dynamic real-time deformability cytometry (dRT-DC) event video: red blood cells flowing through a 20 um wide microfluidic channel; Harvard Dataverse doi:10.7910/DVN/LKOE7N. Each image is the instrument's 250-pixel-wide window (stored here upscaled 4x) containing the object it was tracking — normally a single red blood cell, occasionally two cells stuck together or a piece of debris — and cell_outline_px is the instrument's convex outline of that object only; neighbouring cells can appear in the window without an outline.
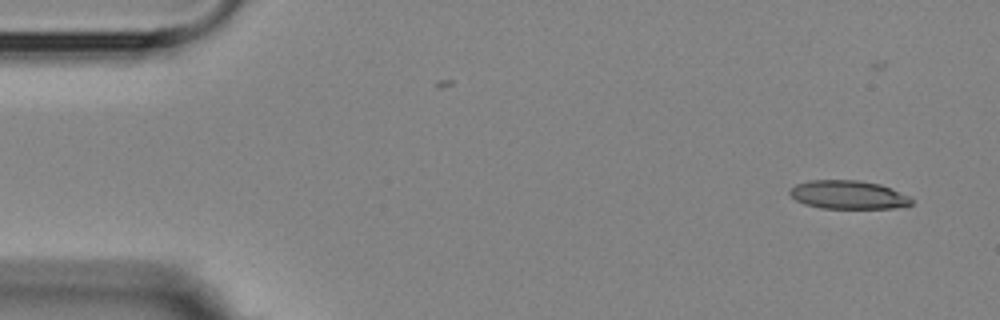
{"species": "Egyptian fruit bat (a non-hibernating species)", "species_latin": "Rousettus aegyptiacus", "temperature_condition": "room temperature", "stored_images_in_passage": 5, "camera_frame_rate_fps": 3000, "um_per_image_px": 0.085, "animal": {"sex": "female"}, "frame": {"image": 1, "passage_image": 2, "time_ms": 1.333, "image_size_px": [1000, 320], "cell_outline_px": [[912, 204], [892, 208], [820, 208], [804, 204], [796, 200], [788, 192], [788, 188], [796, 184], [812, 180], [860, 180], [880, 184], [912, 196]], "centroid_in_image_um": [72.09, 16.55], "position_along_channel_um": 12.9, "area_um2": 20.35}}
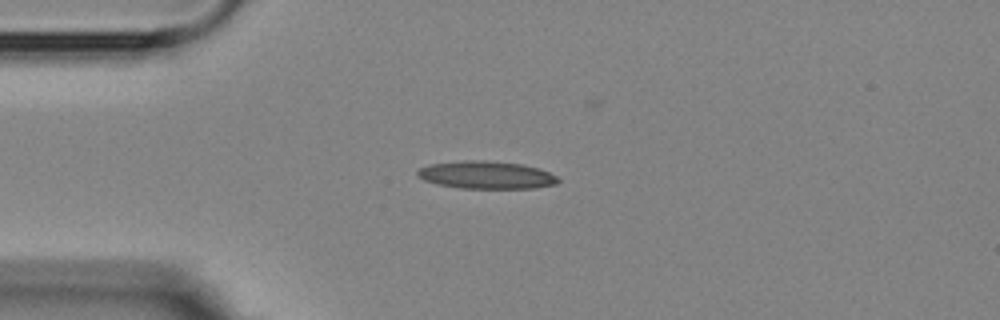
{"frame": {"image": 2, "passage_image": 5, "time_ms": 4.667, "image_size_px": [1000, 320], "cell_outline_px": [[560, 180], [556, 184], [536, 188], [460, 188], [436, 184], [424, 180], [416, 176], [416, 172], [420, 168], [428, 164], [464, 160], [488, 160], [524, 164], [548, 172], [556, 176]], "centroid_in_image_um": [41.3, 14.87], "position_along_channel_um": 43.7, "area_um2": 22.83}}